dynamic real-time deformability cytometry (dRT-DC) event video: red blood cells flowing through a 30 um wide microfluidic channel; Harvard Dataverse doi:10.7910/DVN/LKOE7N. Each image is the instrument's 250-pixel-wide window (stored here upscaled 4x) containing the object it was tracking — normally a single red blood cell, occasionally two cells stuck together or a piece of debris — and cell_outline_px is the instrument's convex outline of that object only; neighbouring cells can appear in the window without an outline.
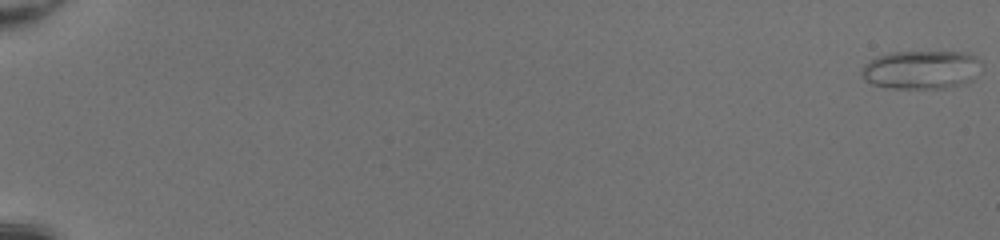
{"species": "common noctule bat (a hibernating species)", "species_latin": "Nyctalus noctula", "temperature_condition": "room temperature", "stored_images_in_passage": 52, "camera_frame_rate_fps": 3000, "um_per_image_px": 0.085, "animal": {"sex": "female", "body_mass_g": 20.0, "forearm_length_mm": 54.0}, "frame": {"image": 1, "passage_image": 1, "time_ms": 0.0, "image_size_px": [1000, 240], "cell_outline_px": [[984, 68], [968, 84], [944, 88], [888, 88], [872, 84], [864, 80], [860, 76], [860, 72], [864, 64], [876, 56], [892, 52], [968, 52], [976, 56], [984, 64]], "centroid_in_image_um": [78.36, 5.93], "position_along_channel_um": 6.6, "area_um2": 27.69}}
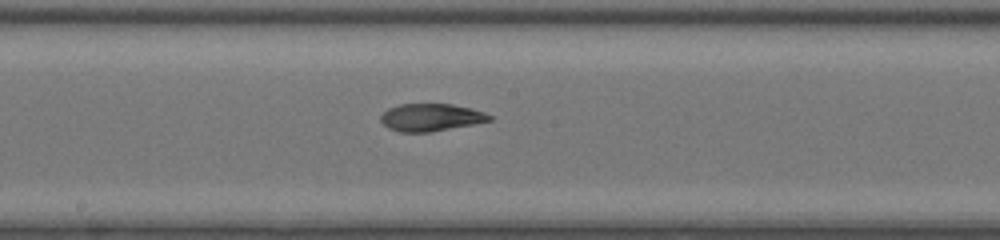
{"frame": {"image": 2, "passage_image": 31, "time_ms": 10.0, "image_size_px": [1000, 240], "cell_outline_px": [[492, 120], [472, 124], [428, 132], [400, 132], [388, 128], [380, 120], [380, 116], [388, 108], [400, 104], [452, 104], [472, 108], [484, 112], [492, 116]], "centroid_in_image_um": [36.61, 9.97], "position_along_channel_um": 211.6, "area_um2": 17.28}}
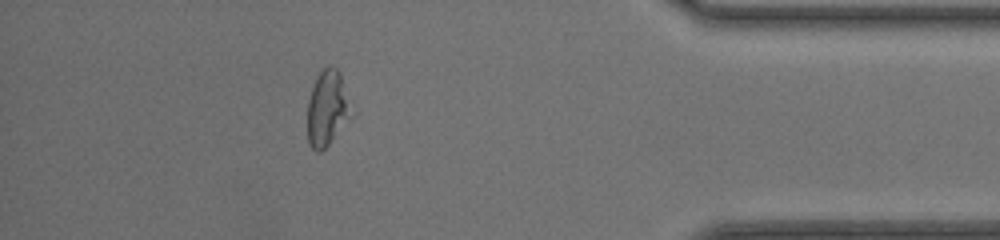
{"frame": {"image": 3, "passage_image": 47, "time_ms": 15.333, "image_size_px": [1000, 240], "cell_outline_px": [[348, 116], [328, 144], [320, 152], [316, 152], [308, 144], [308, 100], [316, 76], [328, 64], [336, 68], [340, 72]], "centroid_in_image_um": [27.7, 9.19], "position_along_channel_um": 407.5, "area_um2": 17.86}, "authors_computed_cell_mechanics": {"area_um2": 18.9006, "velocity_mm_per_s": 4.2763, "shape_relaxation_time_tau1_ms": null, "shape_relaxation_time_tau2_ms": 2.1634, "deformation_change_tau1": null, "deformation_change_tau2": 0.0835}}